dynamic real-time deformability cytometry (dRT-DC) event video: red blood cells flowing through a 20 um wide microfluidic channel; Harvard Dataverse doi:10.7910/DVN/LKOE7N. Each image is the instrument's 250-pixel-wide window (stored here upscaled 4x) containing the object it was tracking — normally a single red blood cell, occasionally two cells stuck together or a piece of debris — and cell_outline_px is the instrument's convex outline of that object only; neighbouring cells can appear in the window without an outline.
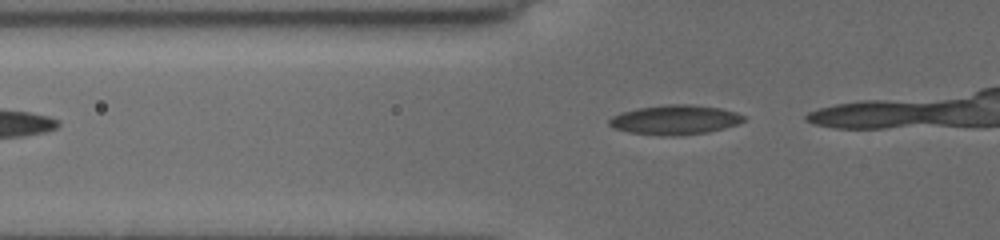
{"species": "common noctule bat (a hibernating species)", "species_latin": "Nyctalus noctula", "temperature_condition": "cold", "stored_images_in_passage": 14, "camera_frame_rate_fps": 3000, "um_per_image_px": 0.085, "animal": {"sex": "female", "body_mass_g": 19.5, "forearm_length_mm": 54.1}, "frame": {"image": 1, "passage_image": 2, "time_ms": 0.333, "image_size_px": [1000, 240], "cell_outline_px": [[748, 116], [744, 120], [736, 124], [724, 128], [708, 132], [680, 136], [660, 136], [628, 132], [612, 128], [608, 124], [608, 120], [612, 116], [620, 112], [636, 108], [664, 104], [692, 104], [720, 108], [736, 112]], "centroid_in_image_um": [57.34, 10.18], "position_along_channel_um": 68.5, "area_um2": 23.58}}
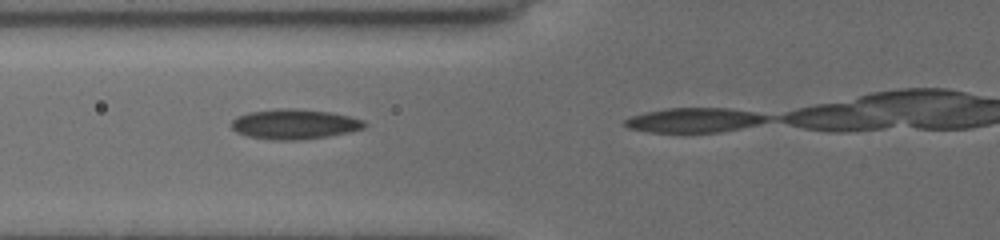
{"frame": {"image": 2, "passage_image": 7, "time_ms": 1.333, "image_size_px": [1000, 240], "cell_outline_px": [[368, 124], [364, 128], [348, 132], [300, 140], [272, 140], [248, 136], [236, 132], [232, 128], [232, 120], [236, 116], [248, 112], [280, 108], [296, 108], [332, 112], [364, 120]], "centroid_in_image_um": [25.01, 10.54], "position_along_channel_um": 100.8, "area_um2": 23.29}}